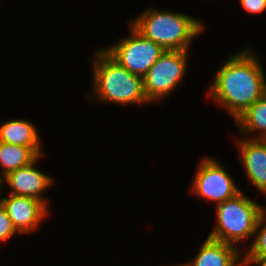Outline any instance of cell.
I'll use <instances>...</instances> for the list:
<instances>
[{
  "label": "cell",
  "instance_id": "obj_1",
  "mask_svg": "<svg viewBox=\"0 0 266 266\" xmlns=\"http://www.w3.org/2000/svg\"><path fill=\"white\" fill-rule=\"evenodd\" d=\"M250 48L227 58L213 78L208 98L223 106L234 119L266 94L260 57Z\"/></svg>",
  "mask_w": 266,
  "mask_h": 266
},
{
  "label": "cell",
  "instance_id": "obj_2",
  "mask_svg": "<svg viewBox=\"0 0 266 266\" xmlns=\"http://www.w3.org/2000/svg\"><path fill=\"white\" fill-rule=\"evenodd\" d=\"M130 24L145 38L164 50L189 51L193 38L202 33L204 24L184 13L148 8Z\"/></svg>",
  "mask_w": 266,
  "mask_h": 266
},
{
  "label": "cell",
  "instance_id": "obj_3",
  "mask_svg": "<svg viewBox=\"0 0 266 266\" xmlns=\"http://www.w3.org/2000/svg\"><path fill=\"white\" fill-rule=\"evenodd\" d=\"M93 94L100 102L115 104H148L143 88V78L133 75L115 61L104 49L94 57Z\"/></svg>",
  "mask_w": 266,
  "mask_h": 266
},
{
  "label": "cell",
  "instance_id": "obj_4",
  "mask_svg": "<svg viewBox=\"0 0 266 266\" xmlns=\"http://www.w3.org/2000/svg\"><path fill=\"white\" fill-rule=\"evenodd\" d=\"M264 207L242 191L216 205V224L208 237L231 245L254 236Z\"/></svg>",
  "mask_w": 266,
  "mask_h": 266
},
{
  "label": "cell",
  "instance_id": "obj_5",
  "mask_svg": "<svg viewBox=\"0 0 266 266\" xmlns=\"http://www.w3.org/2000/svg\"><path fill=\"white\" fill-rule=\"evenodd\" d=\"M188 51L165 50L143 77V88L149 103L160 102L184 79Z\"/></svg>",
  "mask_w": 266,
  "mask_h": 266
},
{
  "label": "cell",
  "instance_id": "obj_6",
  "mask_svg": "<svg viewBox=\"0 0 266 266\" xmlns=\"http://www.w3.org/2000/svg\"><path fill=\"white\" fill-rule=\"evenodd\" d=\"M129 27L130 37L122 38L104 50L133 75L143 78L165 50L145 38L131 24Z\"/></svg>",
  "mask_w": 266,
  "mask_h": 266
},
{
  "label": "cell",
  "instance_id": "obj_7",
  "mask_svg": "<svg viewBox=\"0 0 266 266\" xmlns=\"http://www.w3.org/2000/svg\"><path fill=\"white\" fill-rule=\"evenodd\" d=\"M199 164L190 188L196 196L218 205L241 191L227 170L214 158L204 157Z\"/></svg>",
  "mask_w": 266,
  "mask_h": 266
},
{
  "label": "cell",
  "instance_id": "obj_8",
  "mask_svg": "<svg viewBox=\"0 0 266 266\" xmlns=\"http://www.w3.org/2000/svg\"><path fill=\"white\" fill-rule=\"evenodd\" d=\"M9 218L19 234H31L47 217L48 207L35 198L7 194L0 199Z\"/></svg>",
  "mask_w": 266,
  "mask_h": 266
},
{
  "label": "cell",
  "instance_id": "obj_9",
  "mask_svg": "<svg viewBox=\"0 0 266 266\" xmlns=\"http://www.w3.org/2000/svg\"><path fill=\"white\" fill-rule=\"evenodd\" d=\"M36 159L31 164L9 172L2 178L12 189L8 194L28 196L42 201L48 207V200L42 193L54 184V179L35 168Z\"/></svg>",
  "mask_w": 266,
  "mask_h": 266
},
{
  "label": "cell",
  "instance_id": "obj_10",
  "mask_svg": "<svg viewBox=\"0 0 266 266\" xmlns=\"http://www.w3.org/2000/svg\"><path fill=\"white\" fill-rule=\"evenodd\" d=\"M240 162L250 183L266 195V139H239Z\"/></svg>",
  "mask_w": 266,
  "mask_h": 266
},
{
  "label": "cell",
  "instance_id": "obj_11",
  "mask_svg": "<svg viewBox=\"0 0 266 266\" xmlns=\"http://www.w3.org/2000/svg\"><path fill=\"white\" fill-rule=\"evenodd\" d=\"M242 249L207 236L192 262L183 266H243ZM241 251V252H240Z\"/></svg>",
  "mask_w": 266,
  "mask_h": 266
},
{
  "label": "cell",
  "instance_id": "obj_12",
  "mask_svg": "<svg viewBox=\"0 0 266 266\" xmlns=\"http://www.w3.org/2000/svg\"><path fill=\"white\" fill-rule=\"evenodd\" d=\"M42 147H26L12 145L0 141V176L3 178L9 172L28 166L36 159L45 156Z\"/></svg>",
  "mask_w": 266,
  "mask_h": 266
},
{
  "label": "cell",
  "instance_id": "obj_13",
  "mask_svg": "<svg viewBox=\"0 0 266 266\" xmlns=\"http://www.w3.org/2000/svg\"><path fill=\"white\" fill-rule=\"evenodd\" d=\"M35 124L25 119L8 120L0 125V141L12 145L41 147Z\"/></svg>",
  "mask_w": 266,
  "mask_h": 266
},
{
  "label": "cell",
  "instance_id": "obj_14",
  "mask_svg": "<svg viewBox=\"0 0 266 266\" xmlns=\"http://www.w3.org/2000/svg\"><path fill=\"white\" fill-rule=\"evenodd\" d=\"M242 134L248 136L258 132L257 136L251 139H266V94L247 108L235 119ZM256 131V132H255Z\"/></svg>",
  "mask_w": 266,
  "mask_h": 266
},
{
  "label": "cell",
  "instance_id": "obj_15",
  "mask_svg": "<svg viewBox=\"0 0 266 266\" xmlns=\"http://www.w3.org/2000/svg\"><path fill=\"white\" fill-rule=\"evenodd\" d=\"M254 234H256L253 236L254 241H252L243 257H266V208L263 209L260 215Z\"/></svg>",
  "mask_w": 266,
  "mask_h": 266
},
{
  "label": "cell",
  "instance_id": "obj_16",
  "mask_svg": "<svg viewBox=\"0 0 266 266\" xmlns=\"http://www.w3.org/2000/svg\"><path fill=\"white\" fill-rule=\"evenodd\" d=\"M16 233L18 234L7 214V211L0 203V242L8 240V238L14 236Z\"/></svg>",
  "mask_w": 266,
  "mask_h": 266
},
{
  "label": "cell",
  "instance_id": "obj_17",
  "mask_svg": "<svg viewBox=\"0 0 266 266\" xmlns=\"http://www.w3.org/2000/svg\"><path fill=\"white\" fill-rule=\"evenodd\" d=\"M239 2L246 11L252 14L266 10V0H239Z\"/></svg>",
  "mask_w": 266,
  "mask_h": 266
},
{
  "label": "cell",
  "instance_id": "obj_18",
  "mask_svg": "<svg viewBox=\"0 0 266 266\" xmlns=\"http://www.w3.org/2000/svg\"><path fill=\"white\" fill-rule=\"evenodd\" d=\"M250 264L266 266V257H243V266H249Z\"/></svg>",
  "mask_w": 266,
  "mask_h": 266
},
{
  "label": "cell",
  "instance_id": "obj_19",
  "mask_svg": "<svg viewBox=\"0 0 266 266\" xmlns=\"http://www.w3.org/2000/svg\"><path fill=\"white\" fill-rule=\"evenodd\" d=\"M2 183H3V181H2V177L0 176V189H2V188H1Z\"/></svg>",
  "mask_w": 266,
  "mask_h": 266
}]
</instances>
